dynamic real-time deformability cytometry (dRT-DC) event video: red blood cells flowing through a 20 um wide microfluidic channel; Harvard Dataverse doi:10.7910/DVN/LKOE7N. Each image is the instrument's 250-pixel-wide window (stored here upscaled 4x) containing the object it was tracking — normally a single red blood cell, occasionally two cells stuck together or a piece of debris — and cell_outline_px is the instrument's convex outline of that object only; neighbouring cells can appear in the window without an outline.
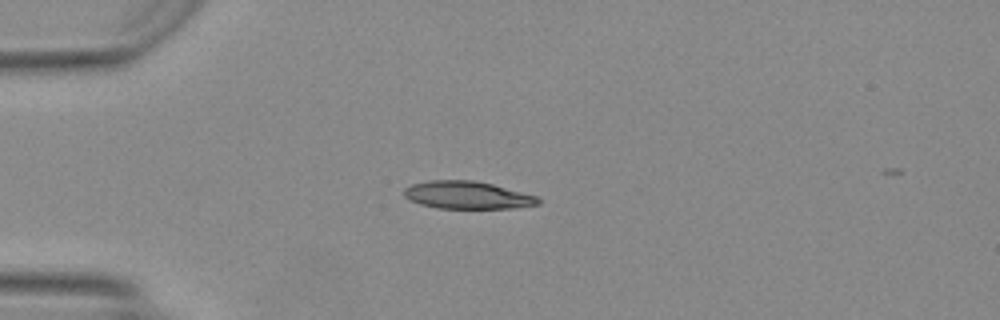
{"species": "Egyptian fruit bat (a non-hibernating species)", "species_latin": "Rousettus aegyptiacus", "temperature_condition": "warm", "stored_images_in_passage": 4, "camera_frame_rate_fps": 3000, "um_per_image_px": 0.085, "animal": {"sex": "female"}, "frame": {"image": 1, "passage_image": 1, "time_ms": 0.0, "image_size_px": [1000, 320], "cell_outline_px": [[540, 204], [516, 208], [436, 208], [420, 204], [408, 200], [404, 196], [404, 188], [412, 184], [428, 180], [472, 180], [492, 184], [536, 196], [540, 200]], "centroid_in_image_um": [39.68, 16.58], "position_along_channel_um": 45.3, "area_um2": 21.56}}